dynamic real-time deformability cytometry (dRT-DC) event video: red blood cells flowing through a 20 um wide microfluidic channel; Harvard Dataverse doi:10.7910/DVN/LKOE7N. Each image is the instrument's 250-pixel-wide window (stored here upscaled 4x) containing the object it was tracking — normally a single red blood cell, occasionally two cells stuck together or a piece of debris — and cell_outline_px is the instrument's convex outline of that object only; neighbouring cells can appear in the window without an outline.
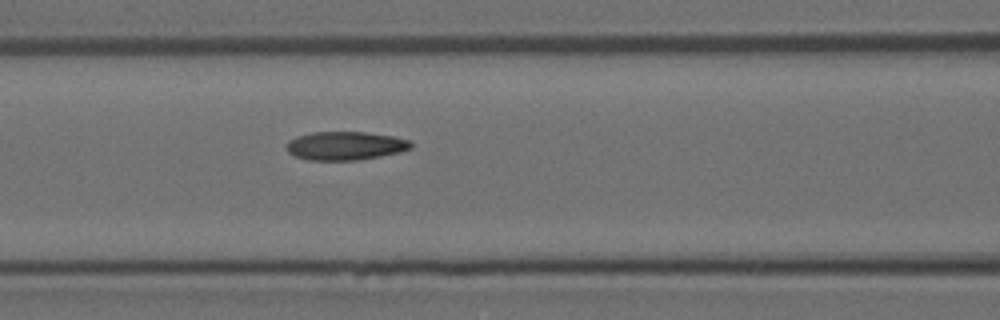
{"species": "Egyptian fruit bat (a non-hibernating species)", "species_latin": "Rousettus aegyptiacus", "temperature_condition": "room temperature", "stored_images_in_passage": 3, "camera_frame_rate_fps": 3000, "um_per_image_px": 0.085, "animal": {"sex": "female"}, "frame": {"image": 1, "passage_image": 3, "time_ms": 0.667, "image_size_px": [1000, 320], "cell_outline_px": [[412, 148], [400, 152], [360, 160], [308, 160], [296, 156], [288, 152], [284, 148], [288, 140], [296, 136], [312, 132], [364, 132], [392, 136], [412, 140]], "centroid_in_image_um": [29.34, 12.39], "position_along_channel_um": 137.3, "area_um2": 20.87}}